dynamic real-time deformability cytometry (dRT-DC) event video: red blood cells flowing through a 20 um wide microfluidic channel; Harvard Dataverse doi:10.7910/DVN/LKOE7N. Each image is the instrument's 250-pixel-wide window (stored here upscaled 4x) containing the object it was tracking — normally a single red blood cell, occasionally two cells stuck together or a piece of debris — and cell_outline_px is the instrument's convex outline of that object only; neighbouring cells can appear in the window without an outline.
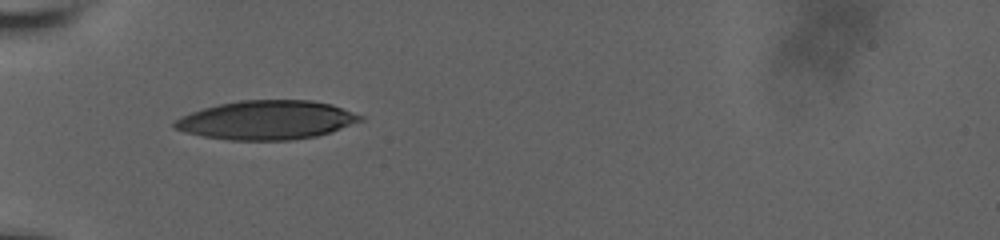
{"species": "human", "species_latin": "Homo sapiens", "temperature_condition": "room temperature", "stored_images_in_passage": 9, "camera_frame_rate_fps": 3000, "um_per_image_px": 0.085, "donor": {"sex": "male"}, "frame": {"image": 1, "passage_image": 1, "time_ms": 0.0, "image_size_px": [1000, 240], "cell_outline_px": [[364, 120], [332, 132], [316, 136], [292, 140], [228, 140], [204, 136], [184, 132], [172, 128], [172, 120], [180, 116], [204, 108], [220, 104], [240, 100], [312, 100], [332, 104], [364, 116]], "centroid_in_image_um": [22.66, 10.21], "position_along_channel_um": 62.3, "area_um2": 42.43}}
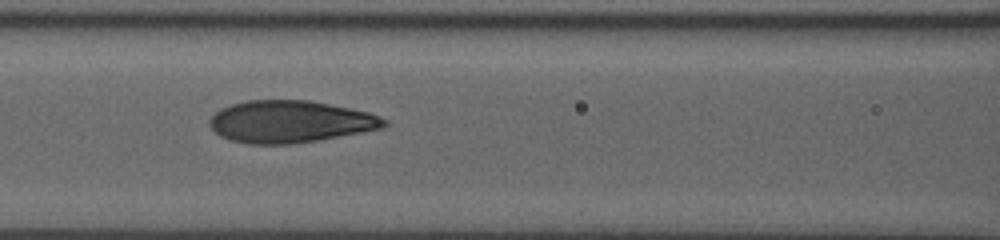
{"frame": {"image": 2, "passage_image": 6, "time_ms": 2.333, "image_size_px": [1000, 240], "cell_outline_px": [[388, 124], [384, 128], [320, 140], [292, 144], [248, 144], [228, 140], [220, 136], [208, 124], [208, 120], [220, 108], [232, 104], [248, 100], [308, 100], [368, 112], [388, 120]], "centroid_in_image_um": [24.65, 10.35], "position_along_channel_um": 142.0, "area_um2": 42.95}}
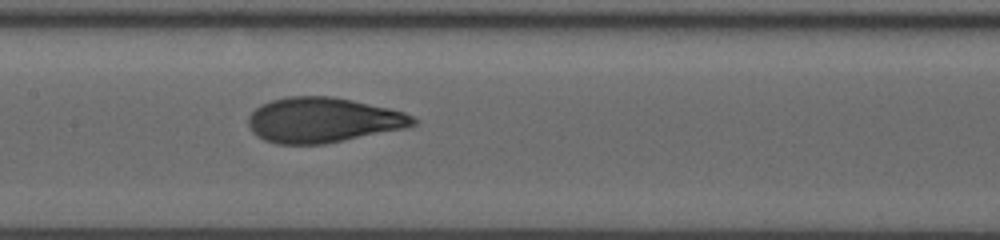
{"frame": {"image": 3, "passage_image": 9, "time_ms": 3.333, "image_size_px": [1000, 240], "cell_outline_px": [[420, 120], [416, 124], [404, 128], [324, 144], [276, 144], [264, 140], [252, 132], [248, 124], [248, 116], [260, 104], [272, 100], [288, 96], [332, 96], [352, 100], [388, 108], [404, 112]], "centroid_in_image_um": [27.43, 10.2], "position_along_channel_um": 180.0, "area_um2": 43.23}}